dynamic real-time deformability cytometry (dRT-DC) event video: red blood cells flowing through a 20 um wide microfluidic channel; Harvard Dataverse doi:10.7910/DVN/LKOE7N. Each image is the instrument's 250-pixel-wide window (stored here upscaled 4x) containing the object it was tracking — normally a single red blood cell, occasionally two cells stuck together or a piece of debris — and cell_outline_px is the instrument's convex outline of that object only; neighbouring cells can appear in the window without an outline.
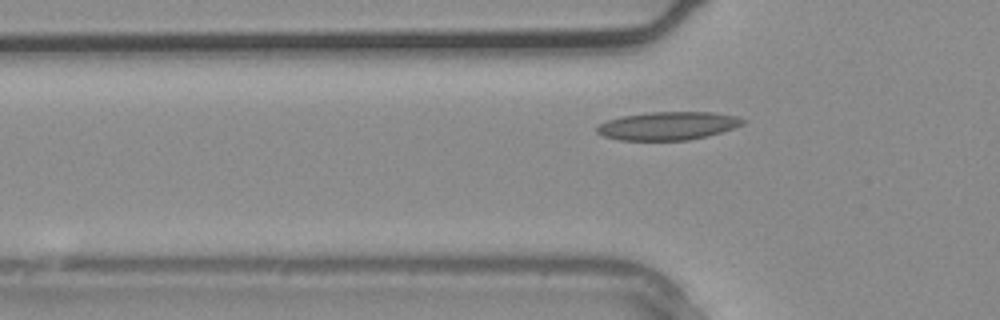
{"species": "common noctule bat (a hibernating species)", "species_latin": "Nyctalus noctula", "temperature_condition": "warm", "stored_images_in_passage": 3, "camera_frame_rate_fps": 3000, "um_per_image_px": 0.085, "animal": {"sex": "male", "body_mass_g": 20.4}, "frame": {"image": 1, "passage_image": 3, "time_ms": 0.667, "image_size_px": [1000, 320], "cell_outline_px": [[748, 120], [744, 124], [708, 136], [688, 140], [620, 140], [604, 136], [596, 132], [596, 128], [600, 124], [608, 120], [620, 116], [648, 112], [712, 112], [736, 116]], "centroid_in_image_um": [56.78, 10.69], "position_along_channel_um": 69.0, "area_um2": 23.99}}